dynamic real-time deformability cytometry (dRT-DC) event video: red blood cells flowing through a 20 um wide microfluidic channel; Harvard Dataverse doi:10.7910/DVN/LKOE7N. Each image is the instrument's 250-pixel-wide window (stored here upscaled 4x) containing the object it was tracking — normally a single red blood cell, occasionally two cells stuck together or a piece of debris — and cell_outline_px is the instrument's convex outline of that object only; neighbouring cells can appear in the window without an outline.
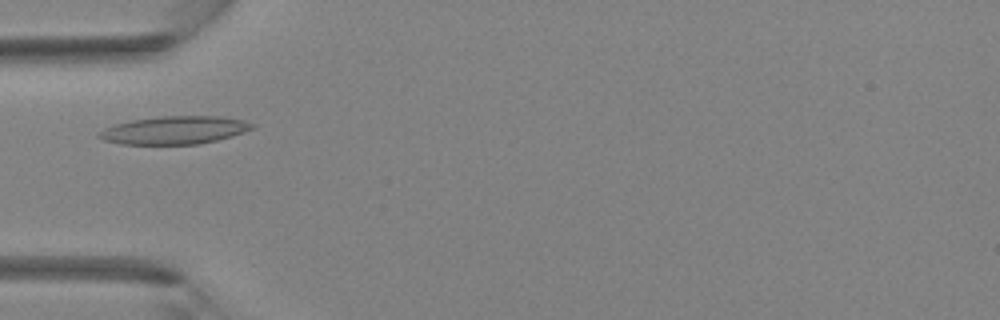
{"species": "Egyptian fruit bat (a non-hibernating species)", "species_latin": "Rousettus aegyptiacus", "temperature_condition": "room temperature", "stored_images_in_passage": 37, "camera_frame_rate_fps": 3000, "um_per_image_px": 0.085, "animal": {"sex": "female"}, "frame": {"image": 1, "passage_image": 9, "time_ms": 2.667, "image_size_px": [1000, 320], "cell_outline_px": [[256, 128], [232, 136], [200, 144], [120, 144], [104, 140], [96, 136], [104, 128], [116, 124], [132, 120], [160, 116], [220, 116], [244, 120], [256, 124]], "centroid_in_image_um": [14.87, 11.06], "position_along_channel_um": 70.1, "area_um2": 25.03}}
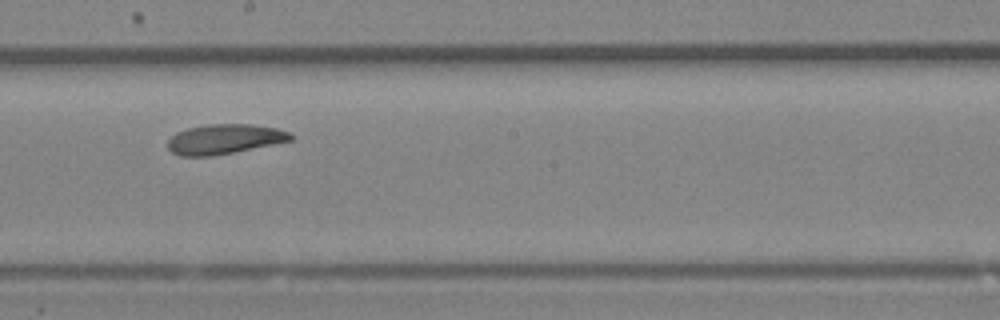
{"frame": {"image": 2, "passage_image": 19, "time_ms": 6.0, "image_size_px": [1000, 320], "cell_outline_px": [[292, 140], [212, 156], [180, 156], [172, 152], [168, 148], [168, 140], [176, 132], [188, 128], [208, 124], [252, 124], [276, 128], [288, 132], [292, 136]], "centroid_in_image_um": [19.03, 11.82], "position_along_channel_um": 229.2, "area_um2": 21.1}}
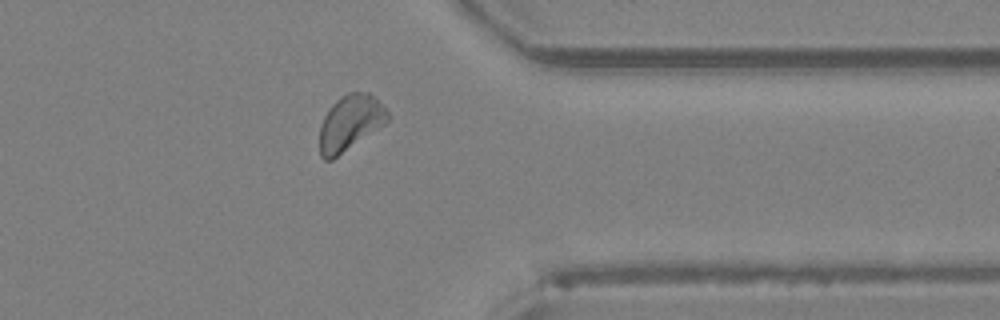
{"frame": {"image": 3, "passage_image": 29, "time_ms": 9.333, "image_size_px": [1000, 320], "cell_outline_px": [[392, 116], [384, 124], [332, 160], [324, 160], [320, 156], [320, 124], [324, 116], [332, 104], [336, 100], [348, 92], [368, 92], [376, 96]], "centroid_in_image_um": [29.77, 10.42], "position_along_channel_um": 381.6, "area_um2": 22.02}}